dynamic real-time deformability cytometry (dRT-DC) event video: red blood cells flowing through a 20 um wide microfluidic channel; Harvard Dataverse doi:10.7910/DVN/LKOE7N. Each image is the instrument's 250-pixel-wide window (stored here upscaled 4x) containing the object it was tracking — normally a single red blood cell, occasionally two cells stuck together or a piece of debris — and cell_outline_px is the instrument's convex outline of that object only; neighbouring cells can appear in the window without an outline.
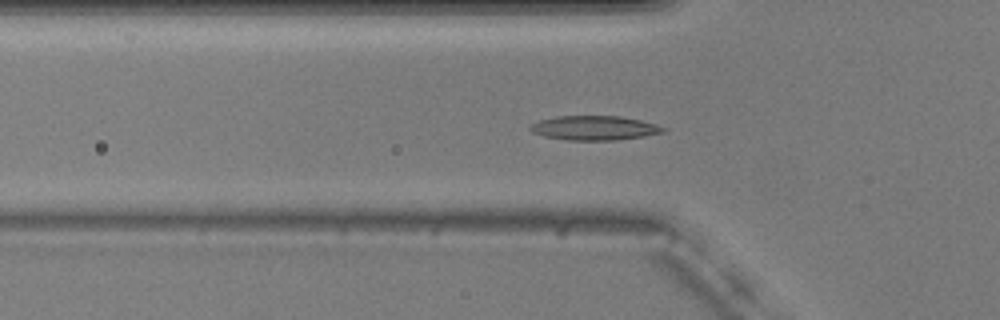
{"species": "common noctule bat (a hibernating species)", "species_latin": "Nyctalus noctula", "temperature_condition": "warm", "stored_images_in_passage": 55, "camera_frame_rate_fps": 3000, "um_per_image_px": 0.085, "animal": {"sex": "male", "body_mass_g": 20.5, "forearm_length_mm": 52.5}, "frame": {"image": 1, "passage_image": 18, "time_ms": 5.667, "image_size_px": [1000, 320], "cell_outline_px": [[668, 128], [664, 132], [644, 136], [616, 140], [568, 140], [544, 136], [532, 132], [528, 128], [532, 124], [540, 120], [556, 116], [620, 116], [640, 120], [656, 124]], "centroid_in_image_um": [50.54, 10.87], "position_along_channel_um": 75.3, "area_um2": 18.84}}
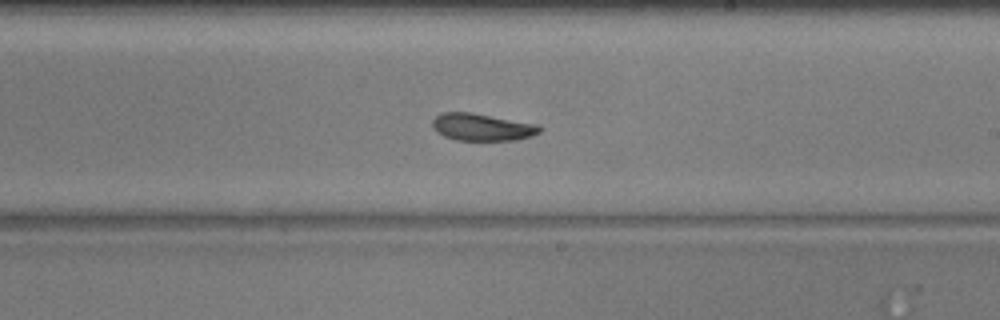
{"frame": {"image": 2, "passage_image": 32, "time_ms": 10.333, "image_size_px": [1000, 320], "cell_outline_px": [[544, 128], [540, 132], [532, 136], [516, 140], [456, 140], [444, 136], [436, 132], [432, 124], [432, 120], [440, 112], [472, 112], [540, 124]], "centroid_in_image_um": [41.01, 10.79], "position_along_channel_um": 248.0, "area_um2": 17.34}}
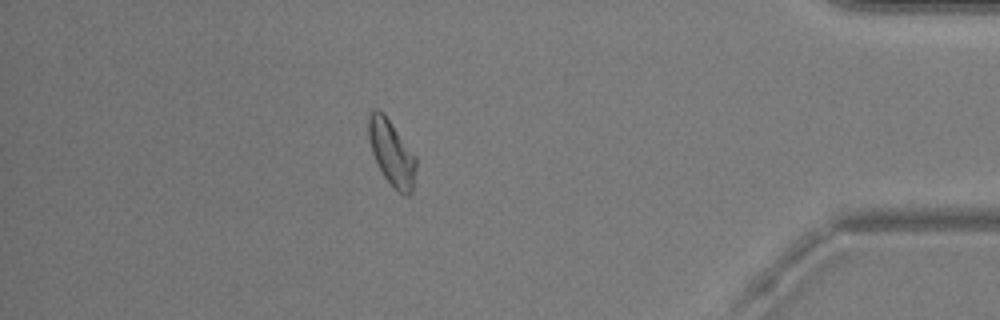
{"frame": {"image": 3, "passage_image": 48, "time_ms": 15.667, "image_size_px": [1000, 320], "cell_outline_px": [[416, 164], [412, 196], [404, 196], [384, 176], [376, 164], [372, 152], [368, 136], [368, 112], [372, 108], [376, 108], [384, 112], [416, 156]], "centroid_in_image_um": [33.28, 12.95], "position_along_channel_um": 401.9, "area_um2": 18.32}, "authors_computed_cell_mechanics": {"area_um2": 17.629, "velocity_mm_per_s": 3.6872, "shape_relaxation_time_tau1_ms": 4.2849, "shape_relaxation_time_tau2_ms": null, "deformation_change_tau1": 0.1142, "deformation_change_tau2": null}}